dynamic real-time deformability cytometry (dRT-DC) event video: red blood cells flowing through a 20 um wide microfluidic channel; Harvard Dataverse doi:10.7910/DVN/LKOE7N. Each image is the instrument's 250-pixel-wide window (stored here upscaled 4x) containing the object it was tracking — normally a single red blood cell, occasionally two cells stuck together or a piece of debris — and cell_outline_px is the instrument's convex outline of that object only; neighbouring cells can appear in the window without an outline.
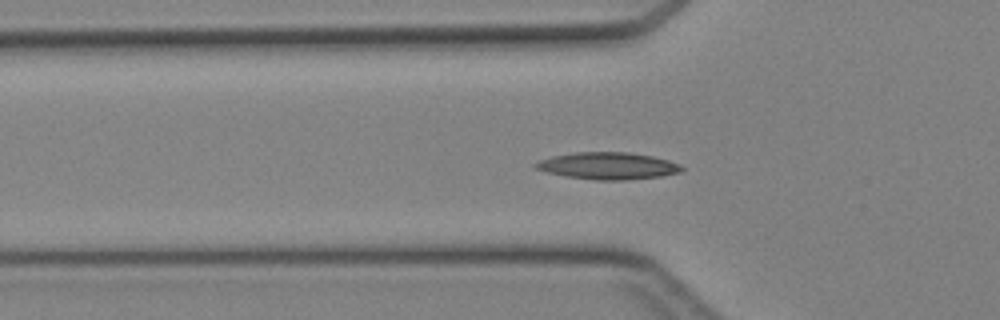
{"species": "Egyptian fruit bat (a non-hibernating species)", "species_latin": "Rousettus aegyptiacus", "temperature_condition": "cold", "stored_images_in_passage": 47, "camera_frame_rate_fps": 3000, "um_per_image_px": 0.085, "animal": {"sex": "female"}, "frame": {"image": 1, "passage_image": 16, "time_ms": 5.0, "image_size_px": [1000, 320], "cell_outline_px": [[684, 168], [680, 172], [660, 176], [624, 180], [596, 180], [564, 176], [548, 172], [536, 168], [532, 164], [540, 160], [552, 156], [576, 152], [628, 152], [652, 156], [668, 160], [680, 164]], "centroid_in_image_um": [51.67, 14.09], "position_along_channel_um": 74.1, "area_um2": 22.89}}
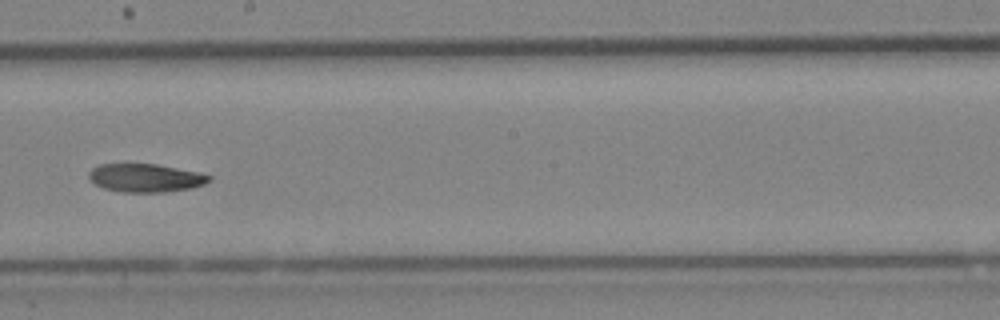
{"frame": {"image": 2, "passage_image": 27, "time_ms": 8.667, "image_size_px": [1000, 320], "cell_outline_px": [[212, 180], [204, 184], [188, 188], [164, 192], [124, 192], [104, 188], [96, 184], [88, 176], [88, 172], [92, 168], [100, 164], [156, 164], [200, 172], [212, 176]], "centroid_in_image_um": [12.39, 15.11], "position_along_channel_um": 235.8, "area_um2": 19.71}}
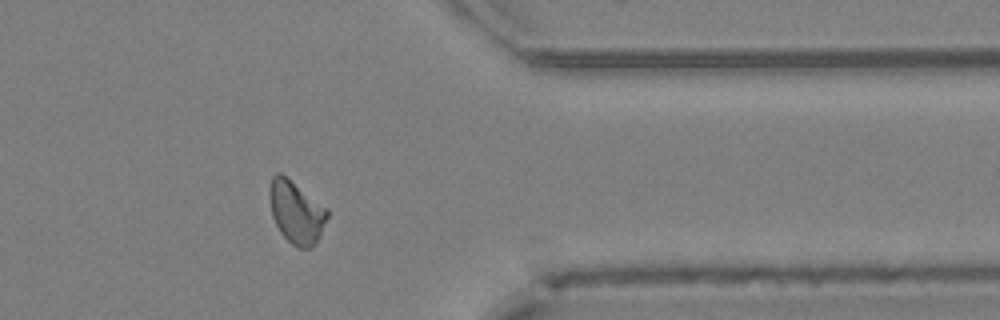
{"frame": {"image": 3, "passage_image": 38, "time_ms": 12.333, "image_size_px": [1000, 320], "cell_outline_px": [[328, 216], [312, 248], [300, 248], [292, 244], [280, 232], [272, 216], [268, 196], [268, 188], [272, 176], [276, 172], [280, 172], [328, 208]], "centroid_in_image_um": [25.14, 17.99], "position_along_channel_um": 386.3, "area_um2": 20.92}}